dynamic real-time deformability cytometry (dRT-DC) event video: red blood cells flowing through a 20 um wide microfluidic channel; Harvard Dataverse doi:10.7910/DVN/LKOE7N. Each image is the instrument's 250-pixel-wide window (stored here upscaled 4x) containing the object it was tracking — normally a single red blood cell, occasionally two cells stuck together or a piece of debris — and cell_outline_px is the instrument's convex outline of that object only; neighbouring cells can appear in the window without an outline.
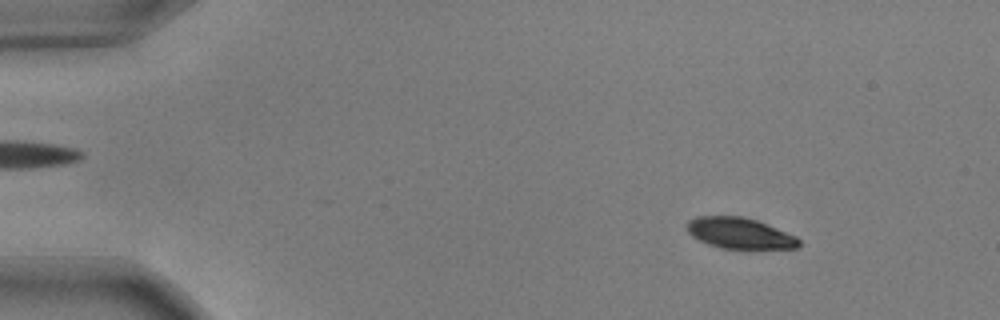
{"species": "common noctule bat (a hibernating species)", "species_latin": "Nyctalus noctula", "temperature_condition": "warm", "stored_images_in_passage": 54, "camera_frame_rate_fps": 3000, "um_per_image_px": 0.085, "animal": {"sex": "male", "body_mass_g": 17.9, "forearm_length_mm": 54.2}, "frame": {"image": 1, "passage_image": 7, "time_ms": 2.0, "image_size_px": [1000, 320], "cell_outline_px": [[800, 244], [796, 248], [720, 248], [708, 244], [692, 236], [688, 232], [688, 220], [696, 216], [744, 216], [768, 224], [796, 236], [800, 240]], "centroid_in_image_um": [62.87, 19.81], "position_along_channel_um": 22.1, "area_um2": 20.06}}
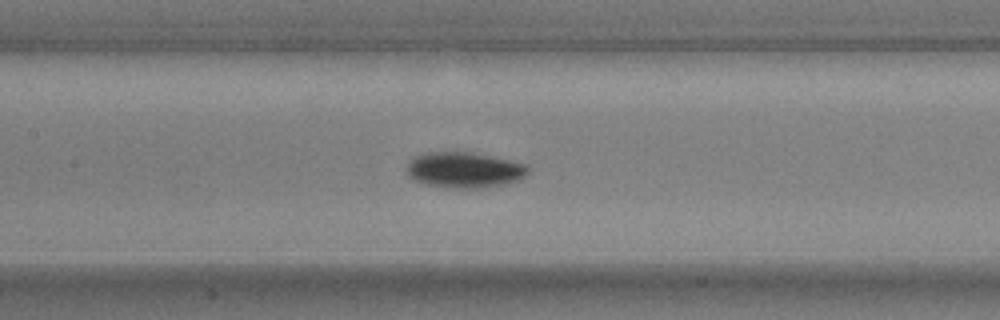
{"frame": {"image": 2, "passage_image": 26, "time_ms": 8.333, "image_size_px": [1000, 320], "cell_outline_px": [[528, 176], [520, 180], [508, 184], [480, 188], [448, 188], [428, 184], [412, 180], [404, 172], [408, 164], [416, 156], [428, 152], [464, 152], [488, 156], [528, 164]], "centroid_in_image_um": [39.48, 14.47], "position_along_channel_um": 167.9, "area_um2": 25.32}}
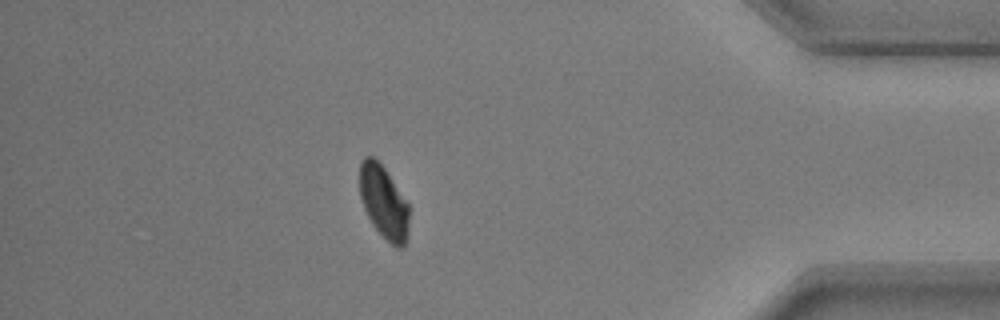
{"frame": {"image": 3, "passage_image": 48, "time_ms": 15.667, "image_size_px": [1000, 320], "cell_outline_px": [[408, 236], [404, 244], [400, 248], [396, 248], [372, 224], [364, 208], [360, 196], [360, 164], [364, 156], [372, 156], [384, 168], [408, 204]], "centroid_in_image_um": [32.6, 17.18], "position_along_channel_um": 402.6, "area_um2": 20.52}, "authors_computed_cell_mechanics": {"area_um2": 22.3397, "velocity_mm_per_s": 3.7153, "shape_relaxation_time_tau1_ms": 2.428, "shape_relaxation_time_tau2_ms": null, "deformation_change_tau1": 0.1064, "deformation_change_tau2": null}}